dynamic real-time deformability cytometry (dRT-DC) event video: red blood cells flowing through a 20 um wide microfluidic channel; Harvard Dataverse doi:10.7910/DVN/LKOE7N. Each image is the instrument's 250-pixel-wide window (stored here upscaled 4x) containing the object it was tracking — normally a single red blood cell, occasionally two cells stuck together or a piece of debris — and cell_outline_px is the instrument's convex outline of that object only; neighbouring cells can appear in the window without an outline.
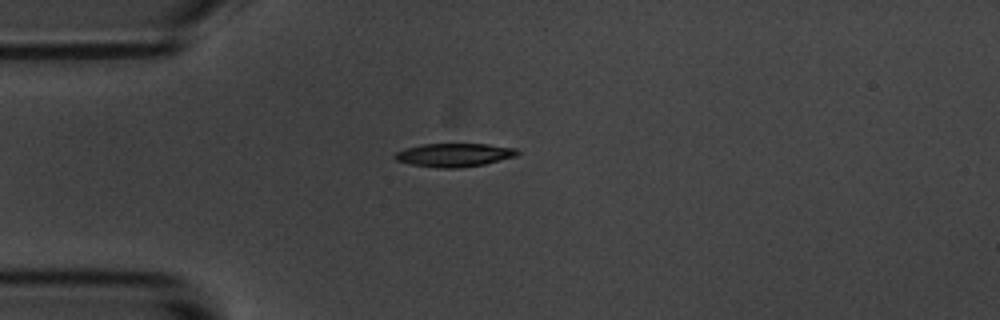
{"species": "common noctule bat (a hibernating species)", "species_latin": "Nyctalus noctula", "temperature_condition": "room temperature", "stored_images_in_passage": 6, "camera_frame_rate_fps": 3000, "um_per_image_px": 0.085, "animal": {"sex": "male", "body_mass_g": 20.1, "forearm_length_mm": 53.5}, "frame": {"image": 1, "passage_image": 6, "time_ms": 6.667, "image_size_px": [1000, 320], "cell_outline_px": [[520, 152], [516, 156], [484, 164], [456, 168], [436, 168], [412, 164], [396, 160], [392, 156], [396, 152], [404, 148], [424, 144], [488, 144], [516, 148]], "centroid_in_image_um": [38.59, 13.17], "position_along_channel_um": 46.4, "area_um2": 16.7}}